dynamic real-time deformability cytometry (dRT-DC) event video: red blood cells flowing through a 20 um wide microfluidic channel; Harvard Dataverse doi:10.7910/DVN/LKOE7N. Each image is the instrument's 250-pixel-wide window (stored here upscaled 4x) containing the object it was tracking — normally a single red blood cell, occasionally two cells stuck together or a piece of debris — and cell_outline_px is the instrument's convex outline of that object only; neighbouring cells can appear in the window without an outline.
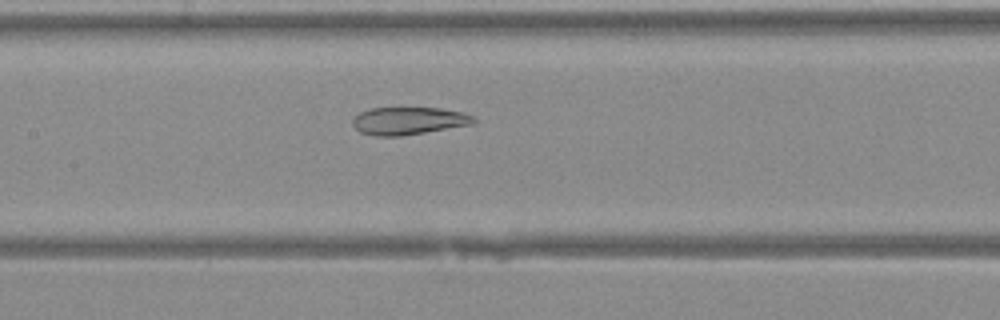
{"species": "Egyptian fruit bat (a non-hibernating species)", "species_latin": "Rousettus aegyptiacus", "temperature_condition": "warm", "stored_images_in_passage": 34, "camera_frame_rate_fps": 3000, "um_per_image_px": 0.085, "animal": {"sex": "female"}, "frame": {"image": 1, "passage_image": 13, "time_ms": 4.0, "image_size_px": [1000, 320], "cell_outline_px": [[476, 120], [472, 124], [400, 136], [376, 136], [360, 132], [352, 124], [352, 120], [360, 112], [372, 108], [440, 108], [460, 112], [476, 116]], "centroid_in_image_um": [34.72, 10.27], "position_along_channel_um": 172.7, "area_um2": 19.25}}
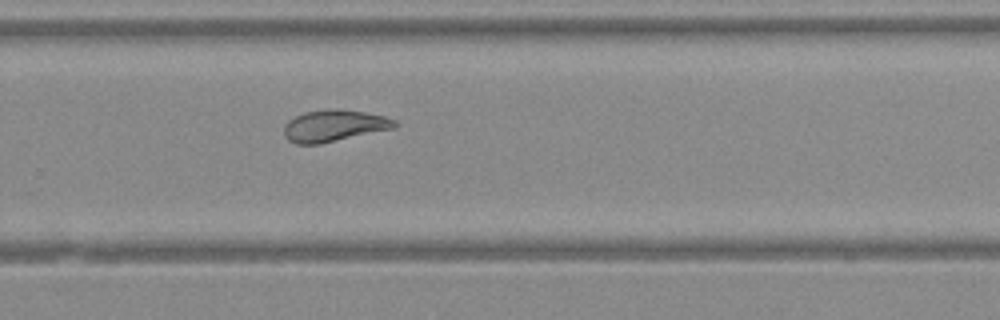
{"frame": {"image": 2, "passage_image": 21, "time_ms": 6.667, "image_size_px": [1000, 320], "cell_outline_px": [[396, 128], [320, 144], [296, 144], [288, 140], [284, 136], [284, 124], [288, 120], [304, 112], [332, 108], [364, 112], [384, 116], [396, 120]], "centroid_in_image_um": [28.38, 10.69], "position_along_channel_um": 301.4, "area_um2": 20.52}}
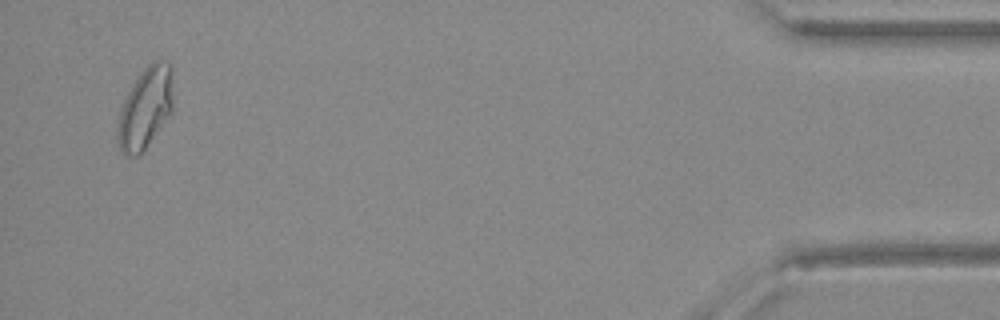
{"frame": {"image": 3, "passage_image": 33, "time_ms": 10.667, "image_size_px": [1000, 320], "cell_outline_px": [[172, 112], [144, 148], [136, 156], [128, 156], [120, 152], [116, 136], [116, 132], [120, 112], [124, 100], [128, 92], [140, 72], [152, 60], [168, 60], [172, 64]], "centroid_in_image_um": [12.36, 9.13], "position_along_channel_um": 422.8, "area_um2": 26.24}}